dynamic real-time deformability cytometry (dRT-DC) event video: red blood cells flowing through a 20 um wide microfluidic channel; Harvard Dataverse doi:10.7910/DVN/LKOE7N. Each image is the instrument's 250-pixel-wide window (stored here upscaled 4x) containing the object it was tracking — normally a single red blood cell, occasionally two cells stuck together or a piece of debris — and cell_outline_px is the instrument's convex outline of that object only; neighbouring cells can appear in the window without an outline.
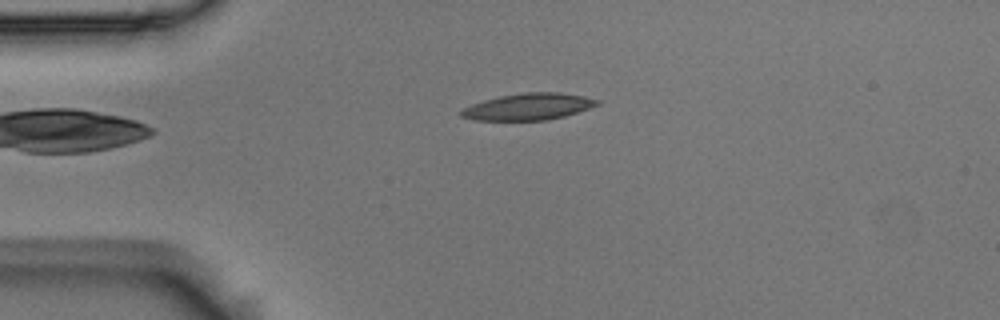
{"species": "Egyptian fruit bat (a non-hibernating species)", "species_latin": "Rousettus aegyptiacus", "temperature_condition": "room temperature", "stored_images_in_passage": 4, "camera_frame_rate_fps": 3000, "um_per_image_px": 0.085, "animal": {"sex": "male"}, "frame": {"image": 1, "passage_image": 3, "time_ms": 0.667, "image_size_px": [1000, 320], "cell_outline_px": [[600, 104], [564, 116], [548, 120], [472, 120], [460, 116], [460, 112], [464, 108], [472, 104], [484, 100], [500, 96], [528, 92], [560, 92], [584, 96], [600, 100]], "centroid_in_image_um": [44.92, 9.07], "position_along_channel_um": 40.1, "area_um2": 20.98}}